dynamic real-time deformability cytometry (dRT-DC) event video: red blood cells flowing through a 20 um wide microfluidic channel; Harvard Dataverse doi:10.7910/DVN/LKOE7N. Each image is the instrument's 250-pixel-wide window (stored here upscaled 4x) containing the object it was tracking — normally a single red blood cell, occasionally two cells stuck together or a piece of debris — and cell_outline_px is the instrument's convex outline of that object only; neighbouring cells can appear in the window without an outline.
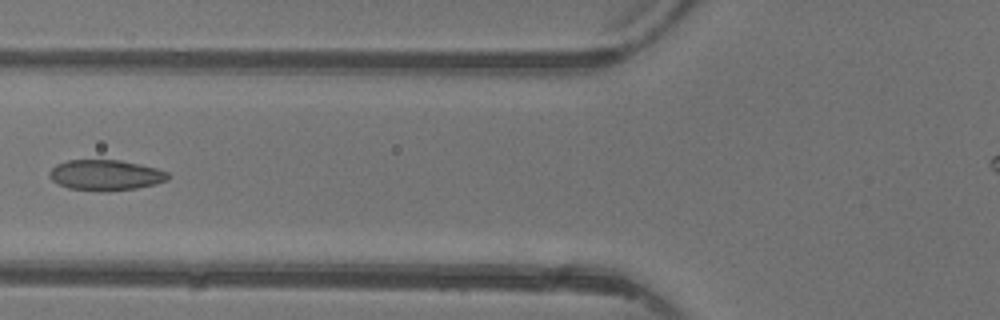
{"species": "common noctule bat (a hibernating species)", "species_latin": "Nyctalus noctula", "temperature_condition": "warm", "stored_images_in_passage": 4, "camera_frame_rate_fps": 3000, "um_per_image_px": 0.085, "animal": {"sex": "female"}, "frame": {"image": 1, "passage_image": 4, "time_ms": 3.667, "image_size_px": [1000, 320], "cell_outline_px": [[168, 180], [136, 188], [108, 192], [68, 188], [52, 180], [48, 176], [48, 172], [56, 164], [68, 160], [120, 160], [140, 164], [156, 168], [168, 172]], "centroid_in_image_um": [8.95, 14.88], "position_along_channel_um": 116.9, "area_um2": 21.1}}